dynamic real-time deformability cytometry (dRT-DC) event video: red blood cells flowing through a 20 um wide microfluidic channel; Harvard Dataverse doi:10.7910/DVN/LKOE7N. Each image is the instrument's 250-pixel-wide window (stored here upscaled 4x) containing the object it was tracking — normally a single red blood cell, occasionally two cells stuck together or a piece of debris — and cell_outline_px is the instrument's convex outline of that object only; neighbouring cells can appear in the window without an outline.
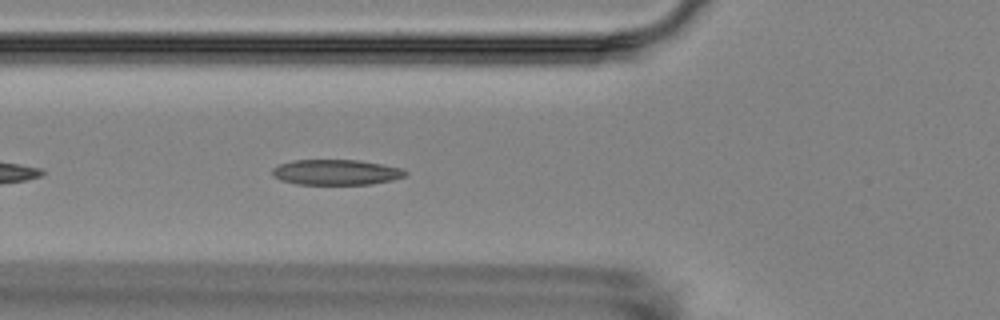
{"species": "Egyptian fruit bat (a non-hibernating species)", "species_latin": "Rousettus aegyptiacus", "temperature_condition": "room temperature", "stored_images_in_passage": 5, "camera_frame_rate_fps": 3000, "um_per_image_px": 0.085, "animal": {"sex": "female"}, "frame": {"image": 1, "passage_image": 5, "time_ms": 4.667, "image_size_px": [1000, 320], "cell_outline_px": [[408, 176], [392, 180], [372, 184], [296, 184], [280, 180], [272, 176], [272, 168], [280, 164], [292, 160], [360, 160], [404, 168], [408, 172]], "centroid_in_image_um": [28.6, 14.64], "position_along_channel_um": 97.2, "area_um2": 19.94}}